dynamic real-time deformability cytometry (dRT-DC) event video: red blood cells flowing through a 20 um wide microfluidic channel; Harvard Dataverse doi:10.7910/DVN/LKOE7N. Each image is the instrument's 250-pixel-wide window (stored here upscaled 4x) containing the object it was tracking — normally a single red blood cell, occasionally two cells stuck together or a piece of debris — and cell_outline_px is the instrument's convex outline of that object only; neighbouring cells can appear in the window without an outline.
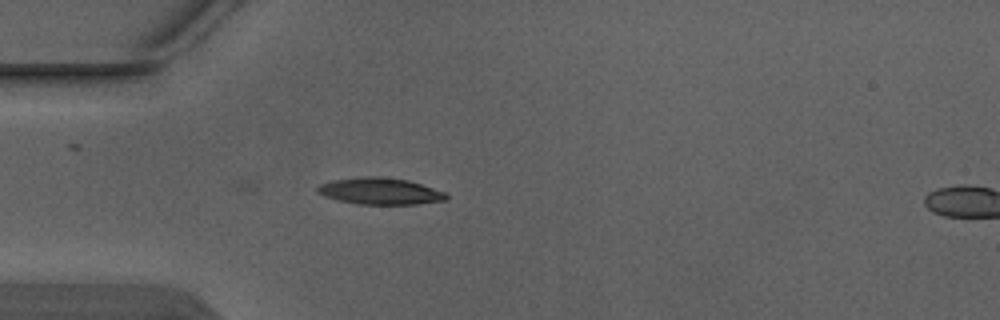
{"species": "Egyptian fruit bat (a non-hibernating species)", "species_latin": "Rousettus aegyptiacus", "temperature_condition": "warm", "stored_images_in_passage": 4, "segment_of_instrument_passage": [1, 2], "camera_frame_rate_fps": 3000, "um_per_image_px": 0.085, "animal": {"sex": "male"}, "frame": {"image": 1, "passage_image": 3, "time_ms": 0.667, "image_size_px": [1000, 320], "cell_outline_px": [[448, 200], [416, 204], [360, 204], [340, 200], [324, 196], [316, 192], [316, 188], [320, 184], [332, 180], [364, 176], [380, 176], [408, 180], [444, 192], [448, 196]], "centroid_in_image_um": [32.29, 16.24], "position_along_channel_um": 52.7, "area_um2": 19.88}}